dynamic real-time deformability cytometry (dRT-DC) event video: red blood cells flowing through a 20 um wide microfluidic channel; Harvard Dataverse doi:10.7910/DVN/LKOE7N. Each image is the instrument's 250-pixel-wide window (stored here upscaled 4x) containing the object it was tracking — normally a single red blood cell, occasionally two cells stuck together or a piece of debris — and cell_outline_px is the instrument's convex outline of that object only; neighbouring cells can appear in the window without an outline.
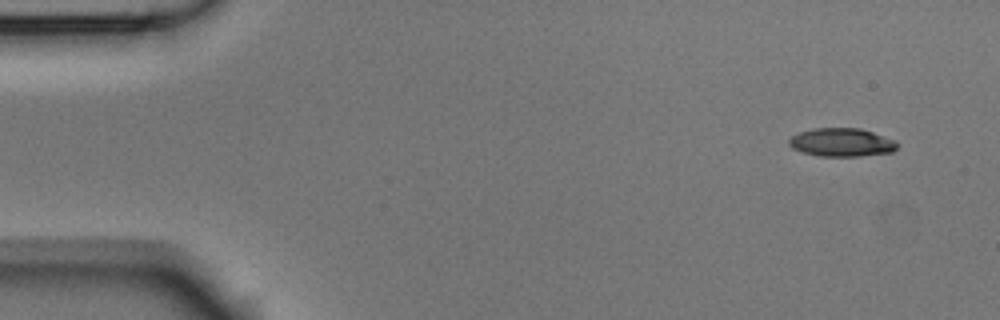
{"species": "Egyptian fruit bat (a non-hibernating species)", "species_latin": "Rousettus aegyptiacus", "temperature_condition": "room temperature", "stored_images_in_passage": 4, "camera_frame_rate_fps": 3000, "um_per_image_px": 0.085, "animal": {"sex": "male"}, "frame": {"image": 1, "passage_image": 1, "time_ms": 0.0, "image_size_px": [1000, 320], "cell_outline_px": [[900, 144], [892, 152], [860, 156], [820, 156], [800, 152], [792, 148], [788, 144], [788, 140], [792, 136], [800, 132], [812, 128], [860, 128], [896, 140]], "centroid_in_image_um": [71.54, 12.1], "position_along_channel_um": 13.5, "area_um2": 18.03}}
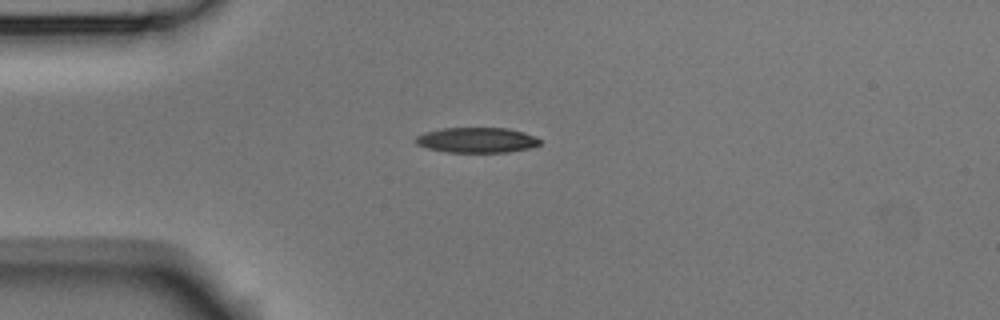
{"frame": {"image": 2, "passage_image": 4, "time_ms": 1.0, "image_size_px": [1000, 320], "cell_outline_px": [[540, 144], [528, 148], [508, 152], [448, 152], [428, 148], [416, 144], [412, 140], [416, 136], [424, 132], [440, 128], [508, 128], [524, 132], [536, 136], [540, 140]], "centroid_in_image_um": [40.49, 11.9], "position_along_channel_um": 44.5, "area_um2": 18.38}}